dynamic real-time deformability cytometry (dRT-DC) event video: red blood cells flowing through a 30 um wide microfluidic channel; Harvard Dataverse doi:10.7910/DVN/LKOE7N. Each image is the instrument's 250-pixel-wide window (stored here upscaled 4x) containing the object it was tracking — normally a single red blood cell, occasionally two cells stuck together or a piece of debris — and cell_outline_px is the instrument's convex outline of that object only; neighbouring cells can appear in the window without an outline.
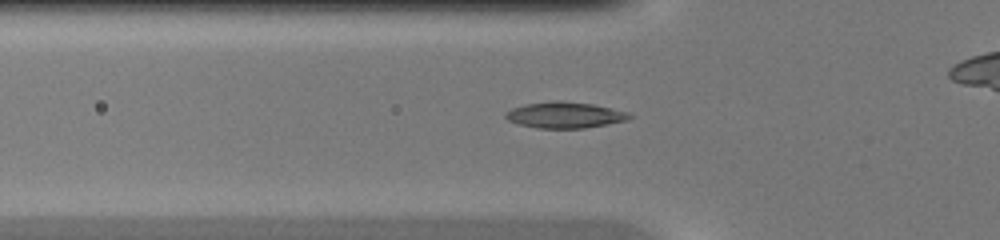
{"species": "common noctule bat (a hibernating species)", "species_latin": "Nyctalus noctula", "temperature_condition": "warm", "stored_images_in_passage": 39, "camera_frame_rate_fps": 3000, "um_per_image_px": 0.085, "animal": {"sex": "female", "body_mass_g": 20.0, "forearm_length_mm": 54.0}, "frame": {"image": 1, "passage_image": 15, "time_ms": 4.667, "image_size_px": [1000, 240], "cell_outline_px": [[636, 116], [628, 120], [608, 124], [584, 128], [536, 128], [516, 124], [508, 120], [504, 116], [504, 112], [512, 108], [524, 104], [552, 100], [560, 100], [592, 104], [628, 112]], "centroid_in_image_um": [47.99, 9.77], "position_along_channel_um": 77.8, "area_um2": 19.13}}
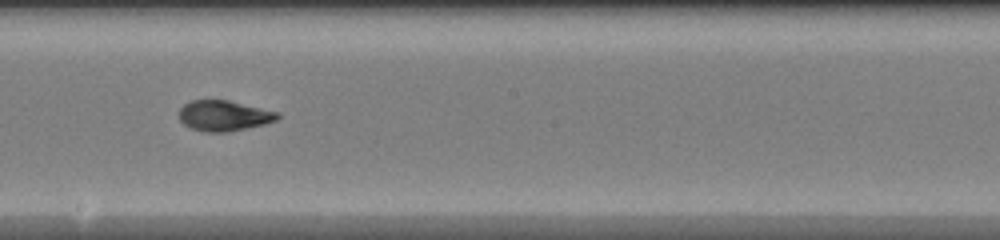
{"frame": {"image": 2, "passage_image": 25, "time_ms": 8.0, "image_size_px": [1000, 240], "cell_outline_px": [[280, 116], [276, 120], [264, 124], [228, 132], [204, 132], [192, 128], [184, 124], [180, 120], [180, 108], [184, 104], [192, 100], [228, 100], [280, 112]], "centroid_in_image_um": [19.05, 9.83], "position_along_channel_um": 229.2, "area_um2": 17.46}}
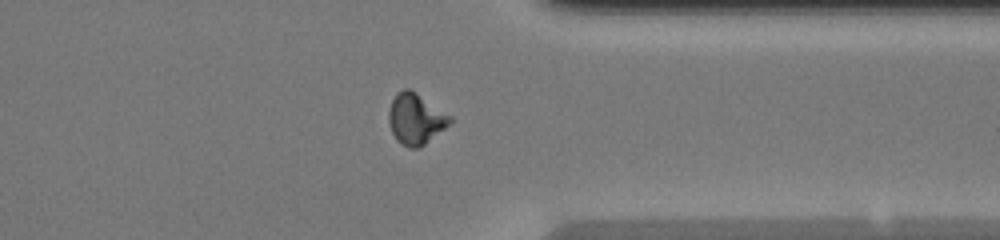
{"frame": {"image": 3, "passage_image": 35, "time_ms": 11.333, "image_size_px": [1000, 240], "cell_outline_px": [[452, 124], [420, 148], [408, 148], [400, 144], [396, 140], [392, 132], [388, 120], [388, 112], [392, 100], [396, 92], [404, 88], [408, 88], [452, 116]], "centroid_in_image_um": [35.34, 10.14], "position_along_channel_um": 376.1, "area_um2": 18.38}}